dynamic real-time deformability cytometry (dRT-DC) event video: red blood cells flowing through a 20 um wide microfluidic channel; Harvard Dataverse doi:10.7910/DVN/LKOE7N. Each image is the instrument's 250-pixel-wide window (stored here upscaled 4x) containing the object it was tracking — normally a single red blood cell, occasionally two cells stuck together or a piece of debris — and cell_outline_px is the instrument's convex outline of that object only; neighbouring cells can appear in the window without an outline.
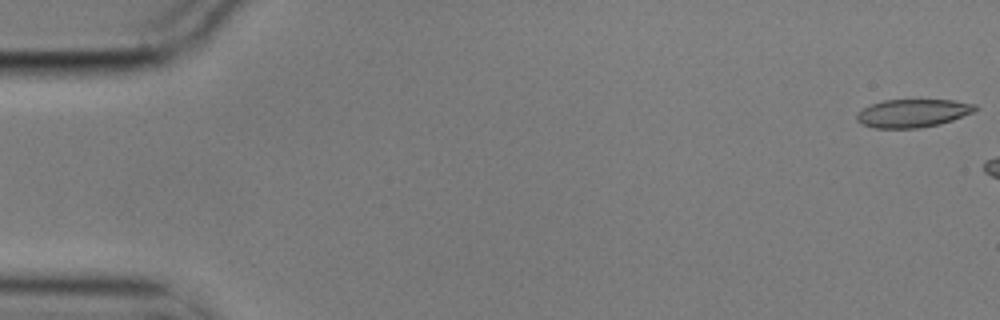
{"species": "common noctule bat (a hibernating species)", "species_latin": "Nyctalus noctula", "temperature_condition": "cold", "stored_images_in_passage": 11, "camera_frame_rate_fps": 3000, "um_per_image_px": 0.085, "animal": {"sex": "male", "body_mass_g": 17.9}, "frame": {"image": 1, "passage_image": 1, "time_ms": 0.0, "image_size_px": [1000, 320], "cell_outline_px": [[980, 108], [972, 112], [952, 120], [940, 124], [920, 128], [876, 128], [864, 124], [856, 120], [856, 112], [872, 104], [884, 100], [952, 100], [976, 104]], "centroid_in_image_um": [77.6, 9.62], "position_along_channel_um": 7.4, "area_um2": 19.36}}